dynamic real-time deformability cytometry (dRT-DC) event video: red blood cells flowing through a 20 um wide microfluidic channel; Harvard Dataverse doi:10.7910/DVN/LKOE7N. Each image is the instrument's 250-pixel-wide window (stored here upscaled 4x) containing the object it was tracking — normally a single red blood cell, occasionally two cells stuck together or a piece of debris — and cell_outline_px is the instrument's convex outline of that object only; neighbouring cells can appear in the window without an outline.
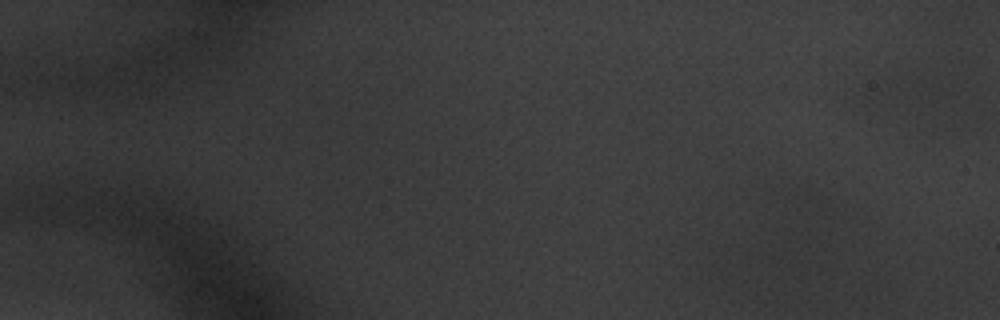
{"species": "common noctule bat (a hibernating species)", "species_latin": "Nyctalus noctula", "temperature_condition": "warm", "stored_images_in_passage": 3, "camera_frame_rate_fps": 3000, "um_per_image_px": 0.085, "animal": {"sex": "male", "body_mass_g": 20.1, "forearm_length_mm": 53.5}, "frame": {"image": 1, "passage_image": 3, "time_ms": 0.667, "image_size_px": [1000, 320], "cell_outline_px": [[956, 92], [952, 96], [892, 96], [880, 92], [884, 80], [888, 76], [908, 72], [932, 76], [956, 88]], "centroid_in_image_um": [77.86, 7.3], "position_along_channel_um": 7.1, "area_um2": 10.0}}